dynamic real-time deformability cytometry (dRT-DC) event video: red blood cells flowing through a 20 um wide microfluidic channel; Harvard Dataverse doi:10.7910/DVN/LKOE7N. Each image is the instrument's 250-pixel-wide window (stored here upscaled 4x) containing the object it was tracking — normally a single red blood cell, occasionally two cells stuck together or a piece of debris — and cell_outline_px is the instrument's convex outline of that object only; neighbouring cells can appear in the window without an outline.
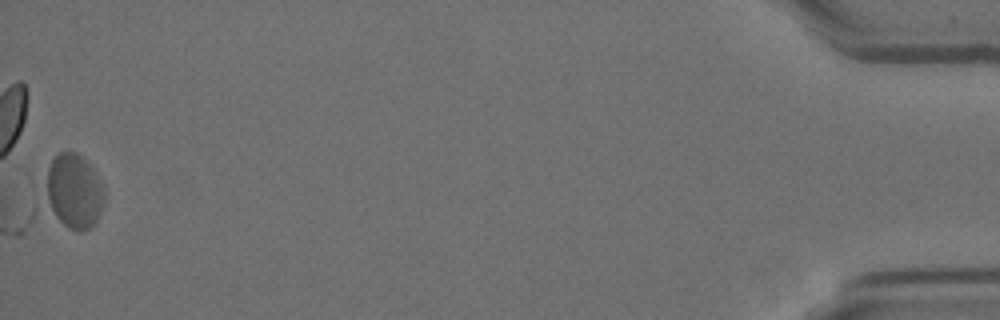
{"species": "Egyptian fruit bat (a non-hibernating species)", "species_latin": "Rousettus aegyptiacus", "temperature_condition": "room temperature", "stored_images_in_passage": 55, "camera_frame_rate_fps": 3000, "um_per_image_px": 0.085, "animal": {"sex": "female"}, "frame": {"image": 1, "passage_image": 55, "time_ms": 18.0, "image_size_px": [1000, 320], "cell_outline_px": [[104, 200], [100, 212], [96, 220], [88, 228], [80, 232], [76, 232], [68, 228], [48, 208], [40, 176], [52, 160], [60, 152], [76, 152], [96, 172], [104, 184]], "centroid_in_image_um": [6.21, 16.23], "position_along_channel_um": 429.0, "area_um2": 26.18}, "authors_computed_cell_mechanics": {"area_um2": 23.2934, "velocity_mm_per_s": 3.5441, "shape_relaxation_time_tau1_ms": null, "shape_relaxation_time_tau2_ms": 6.4114, "deformation_change_tau1": null, "deformation_change_tau2": 0.1417}}